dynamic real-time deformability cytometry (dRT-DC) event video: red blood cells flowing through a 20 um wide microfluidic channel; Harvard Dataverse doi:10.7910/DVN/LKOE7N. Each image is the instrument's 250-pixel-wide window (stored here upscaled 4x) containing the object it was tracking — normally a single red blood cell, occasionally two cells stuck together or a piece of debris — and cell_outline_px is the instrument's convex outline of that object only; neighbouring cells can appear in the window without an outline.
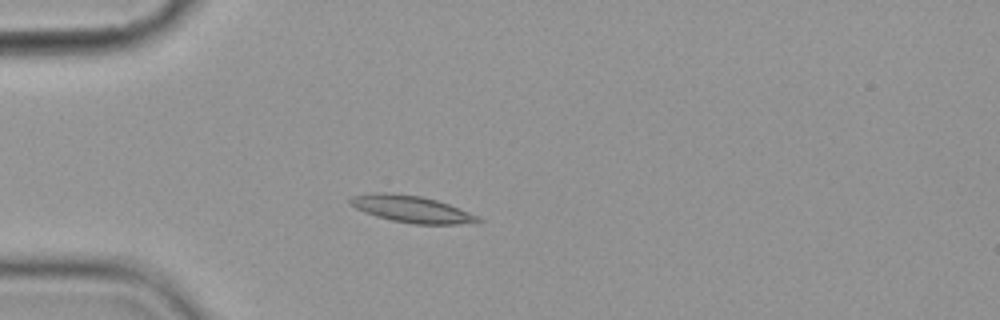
{"species": "common noctule bat (a hibernating species)", "species_latin": "Nyctalus noctula", "temperature_condition": "cold", "stored_images_in_passage": 9, "camera_frame_rate_fps": 3000, "um_per_image_px": 0.085, "animal": {"sex": "female", "body_mass_g": 19.9}, "frame": {"image": 1, "passage_image": 4, "time_ms": 3.667, "image_size_px": [1000, 320], "cell_outline_px": [[484, 220], [476, 224], [412, 224], [392, 220], [376, 216], [364, 212], [348, 204], [348, 200], [352, 196], [372, 192], [388, 192], [420, 196], [436, 200], [448, 204], [468, 212]], "centroid_in_image_um": [34.96, 17.77], "position_along_channel_um": 50.0, "area_um2": 20.06}}
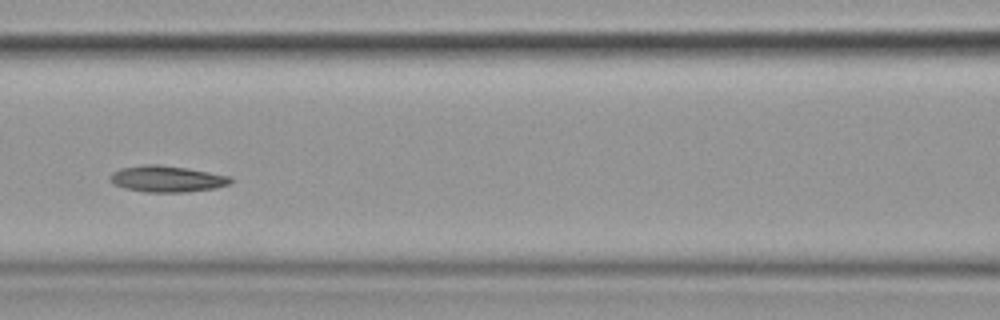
{"frame": {"image": 2, "passage_image": 7, "time_ms": 7.0, "image_size_px": [1000, 320], "cell_outline_px": [[232, 180], [228, 184], [216, 188], [184, 192], [144, 192], [124, 188], [112, 184], [112, 172], [120, 168], [144, 164], [156, 164], [188, 168], [232, 176]], "centroid_in_image_um": [14.2, 15.2], "position_along_channel_um": 152.4, "area_um2": 18.5}}
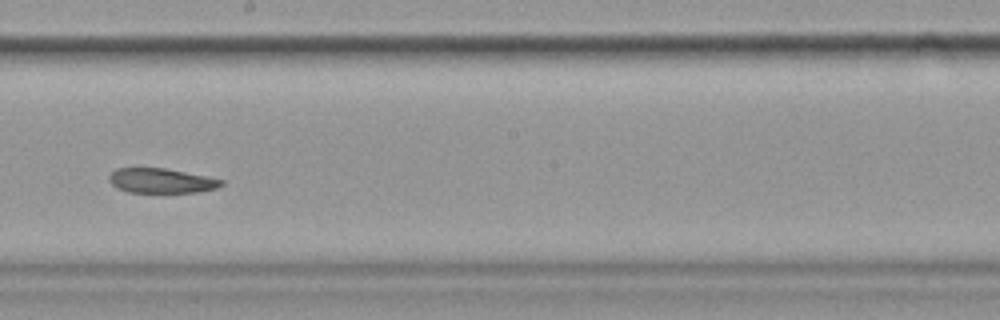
{"frame": {"image": 3, "passage_image": 9, "time_ms": 9.333, "image_size_px": [1000, 320], "cell_outline_px": [[224, 184], [216, 188], [200, 192], [128, 192], [116, 188], [108, 180], [108, 176], [116, 168], [164, 168], [208, 176], [224, 180]], "centroid_in_image_um": [13.71, 15.36], "position_along_channel_um": 234.5, "area_um2": 16.24}}